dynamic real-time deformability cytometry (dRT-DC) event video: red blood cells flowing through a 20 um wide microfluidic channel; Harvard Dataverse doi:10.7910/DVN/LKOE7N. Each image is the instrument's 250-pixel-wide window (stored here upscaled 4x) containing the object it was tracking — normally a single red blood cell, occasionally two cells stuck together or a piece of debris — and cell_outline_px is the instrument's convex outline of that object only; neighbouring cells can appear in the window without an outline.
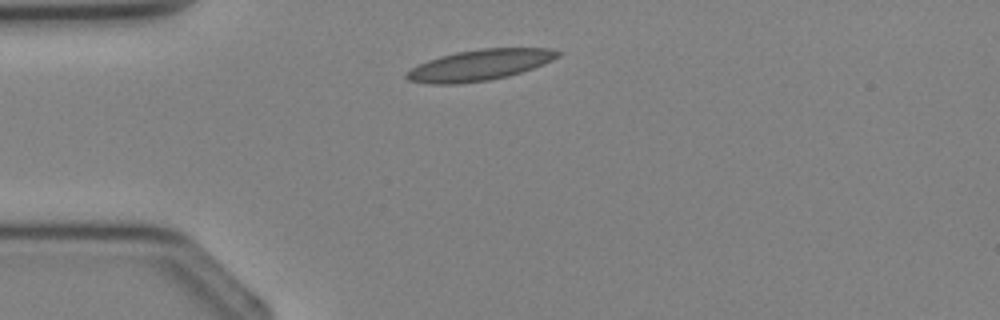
{"species": "Egyptian fruit bat (a non-hibernating species)", "species_latin": "Rousettus aegyptiacus", "temperature_condition": "cold", "stored_images_in_passage": 1, "camera_frame_rate_fps": 3000, "um_per_image_px": 0.085, "animal": {"sex": "female"}, "frame": {"image": 1, "passage_image": 1, "time_ms": 0.0, "image_size_px": [1000, 320], "cell_outline_px": [[564, 52], [560, 56], [544, 64], [508, 76], [488, 80], [456, 84], [432, 84], [408, 80], [404, 76], [404, 72], [428, 60], [440, 56], [456, 52], [480, 48], [548, 48]], "centroid_in_image_um": [40.77, 5.52], "position_along_channel_um": 44.2, "area_um2": 27.22}}